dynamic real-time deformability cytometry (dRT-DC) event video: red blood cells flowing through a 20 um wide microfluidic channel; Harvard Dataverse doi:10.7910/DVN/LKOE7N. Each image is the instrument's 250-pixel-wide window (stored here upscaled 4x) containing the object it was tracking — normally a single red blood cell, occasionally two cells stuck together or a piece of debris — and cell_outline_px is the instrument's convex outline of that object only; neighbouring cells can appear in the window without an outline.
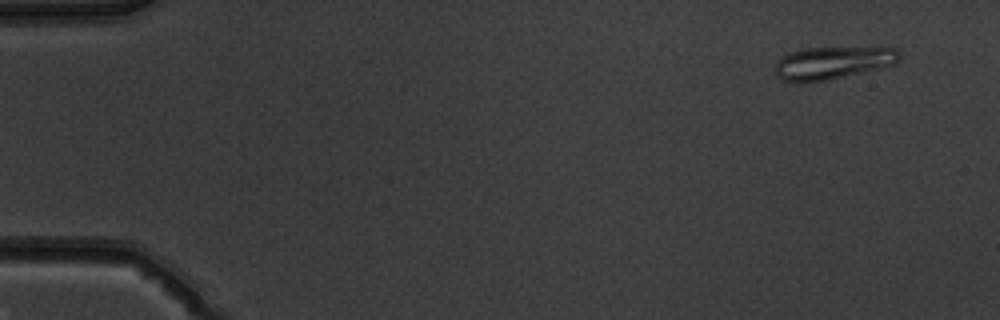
{"species": "common noctule bat (a hibernating species)", "species_latin": "Nyctalus noctula", "temperature_condition": "warm", "stored_images_in_passage": 49, "camera_frame_rate_fps": 3000, "um_per_image_px": 0.085, "animal": {"sex": "male", "body_mass_g": 19.5, "forearm_length_mm": 54.6}, "frame": {"image": 1, "passage_image": 1, "time_ms": 0.0, "image_size_px": [1000, 320], "cell_outline_px": [[900, 60], [896, 64], [880, 68], [828, 80], [804, 84], [784, 80], [776, 76], [776, 60], [780, 56], [788, 52], [804, 48], [896, 48], [900, 52]], "centroid_in_image_um": [70.73, 5.35], "position_along_channel_um": 14.3, "area_um2": 23.87}}
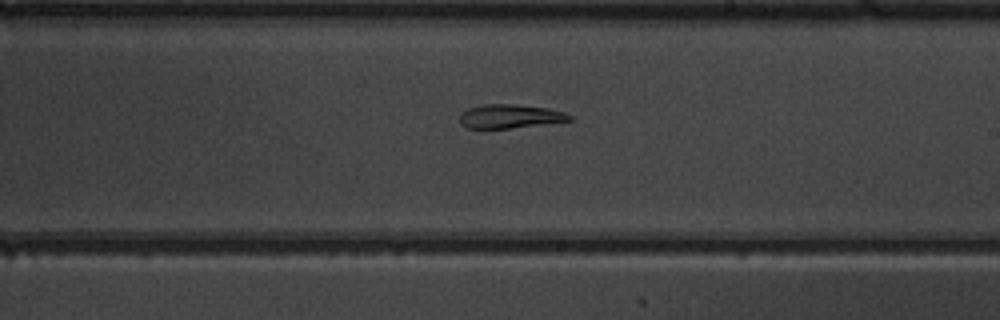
{"frame": {"image": 2, "passage_image": 28, "time_ms": 9.0, "image_size_px": [1000, 320], "cell_outline_px": [[572, 120], [512, 128], [468, 128], [460, 124], [460, 112], [468, 108], [484, 104], [520, 104], [548, 108], [564, 112], [572, 116]], "centroid_in_image_um": [43.33, 9.87], "position_along_channel_um": 245.7, "area_um2": 15.32}}
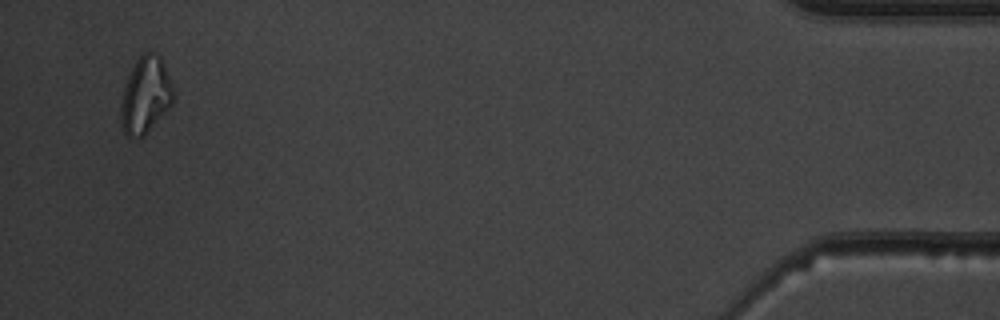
{"frame": {"image": 3, "passage_image": 47, "time_ms": 15.333, "image_size_px": [1000, 320], "cell_outline_px": [[176, 96], [172, 104], [144, 136], [128, 136], [124, 132], [120, 124], [120, 108], [124, 88], [128, 76], [136, 60], [144, 52], [152, 52], [160, 56], [172, 84]], "centroid_in_image_um": [12.38, 8.1], "position_along_channel_um": 422.8, "area_um2": 23.29}}